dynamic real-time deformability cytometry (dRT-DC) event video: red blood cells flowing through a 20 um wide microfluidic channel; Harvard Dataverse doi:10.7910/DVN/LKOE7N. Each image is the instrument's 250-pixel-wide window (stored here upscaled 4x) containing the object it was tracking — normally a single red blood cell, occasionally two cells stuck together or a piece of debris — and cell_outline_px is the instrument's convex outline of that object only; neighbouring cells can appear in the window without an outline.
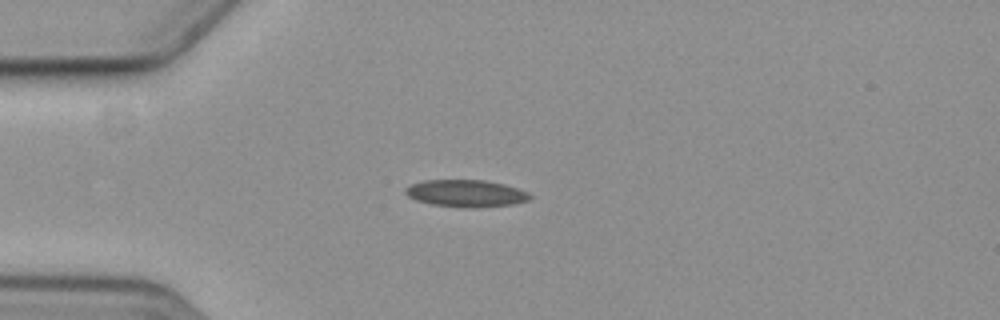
{"species": "common noctule bat (a hibernating species)", "species_latin": "Nyctalus noctula", "temperature_condition": "cold", "stored_images_in_passage": 7, "camera_frame_rate_fps": 3000, "um_per_image_px": 0.085, "animal": {"sex": "female", "body_mass_g": 19.3, "forearm_length_mm": 54.1}, "frame": {"image": 1, "passage_image": 3, "time_ms": 2.333, "image_size_px": [1000, 320], "cell_outline_px": [[532, 196], [528, 200], [512, 204], [472, 208], [432, 204], [416, 200], [408, 196], [404, 192], [404, 188], [412, 184], [424, 180], [484, 180], [504, 184], [528, 192]], "centroid_in_image_um": [39.59, 16.43], "position_along_channel_um": 45.4, "area_um2": 19.48}}
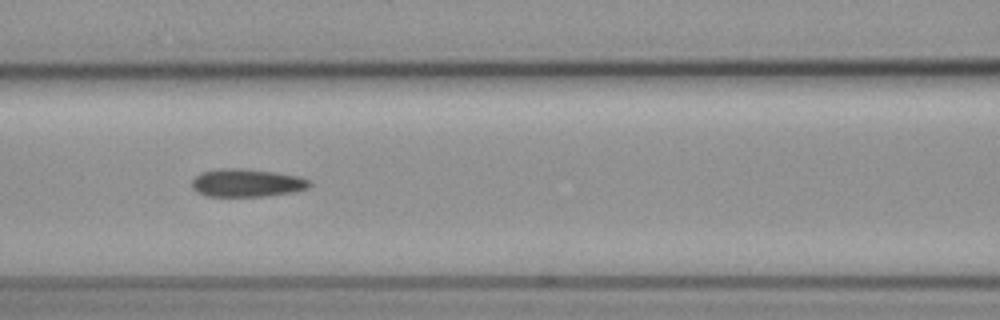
{"frame": {"image": 2, "passage_image": 6, "time_ms": 5.667, "image_size_px": [1000, 320], "cell_outline_px": [[312, 184], [308, 188], [292, 192], [268, 196], [204, 196], [196, 192], [192, 188], [192, 180], [200, 172], [220, 168], [240, 168], [272, 172], [300, 176], [312, 180]], "centroid_in_image_um": [20.98, 15.54], "position_along_channel_um": 145.6, "area_um2": 19.36}}
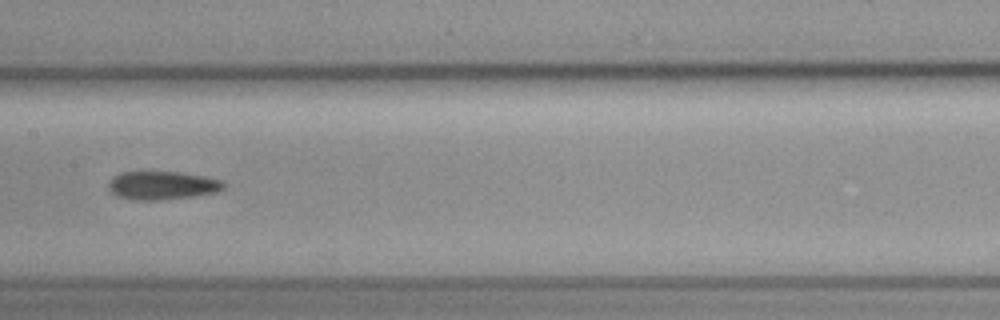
{"frame": {"image": 3, "passage_image": 7, "time_ms": 7.0, "image_size_px": [1000, 320], "cell_outline_px": [[224, 188], [216, 192], [192, 196], [160, 200], [132, 200], [116, 196], [108, 188], [108, 184], [112, 176], [120, 172], [180, 172], [204, 176], [220, 180], [224, 184]], "centroid_in_image_um": [13.73, 15.76], "position_along_channel_um": 193.7, "area_um2": 19.02}}